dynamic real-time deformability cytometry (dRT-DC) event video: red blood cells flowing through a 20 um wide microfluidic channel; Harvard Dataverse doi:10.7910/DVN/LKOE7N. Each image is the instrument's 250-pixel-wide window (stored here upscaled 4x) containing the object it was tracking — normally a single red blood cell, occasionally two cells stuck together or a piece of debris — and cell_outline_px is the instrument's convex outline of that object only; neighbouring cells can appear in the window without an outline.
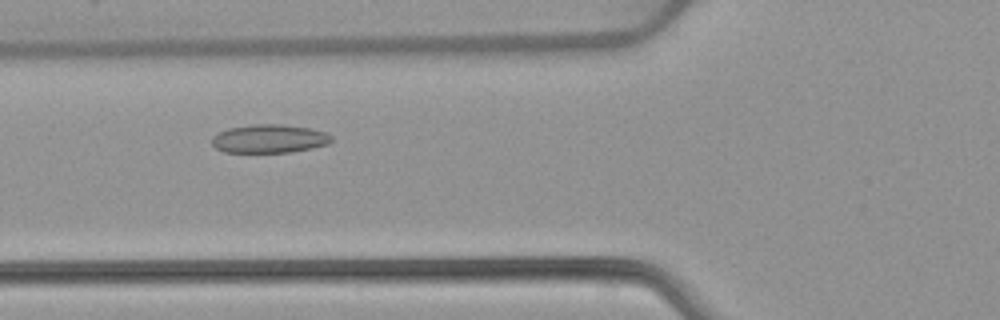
{"species": "common noctule bat (a hibernating species)", "species_latin": "Nyctalus noctula", "temperature_condition": "warm", "stored_images_in_passage": 49, "camera_frame_rate_fps": 3000, "um_per_image_px": 0.085, "animal": {"sex": "female", "body_mass_g": 22.7, "forearm_length_mm": 54.2}, "frame": {"image": 1, "passage_image": 16, "time_ms": 5.0, "image_size_px": [1000, 320], "cell_outline_px": [[332, 140], [328, 144], [312, 148], [292, 152], [224, 152], [216, 148], [212, 144], [212, 136], [228, 128], [256, 124], [284, 124], [308, 128], [324, 132], [332, 136]], "centroid_in_image_um": [22.89, 11.79], "position_along_channel_um": 102.9, "area_um2": 19.77}}
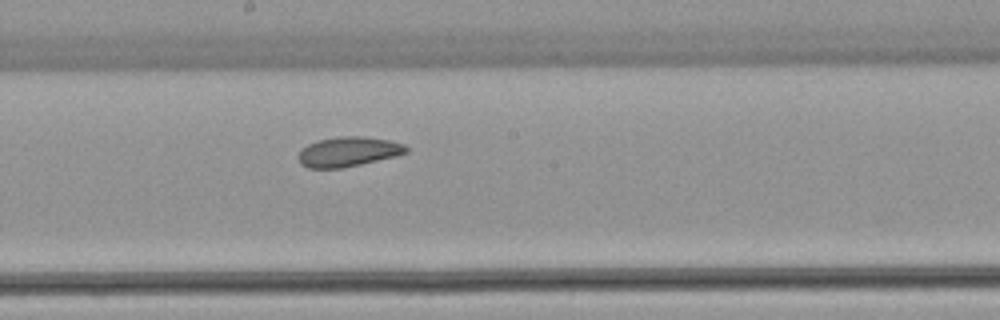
{"frame": {"image": 2, "passage_image": 25, "time_ms": 8.0, "image_size_px": [1000, 320], "cell_outline_px": [[408, 152], [396, 156], [344, 168], [308, 168], [300, 164], [300, 152], [308, 144], [316, 140], [340, 136], [364, 136], [388, 140], [404, 144], [408, 148]], "centroid_in_image_um": [29.63, 12.89], "position_along_channel_um": 218.6, "area_um2": 18.67}}
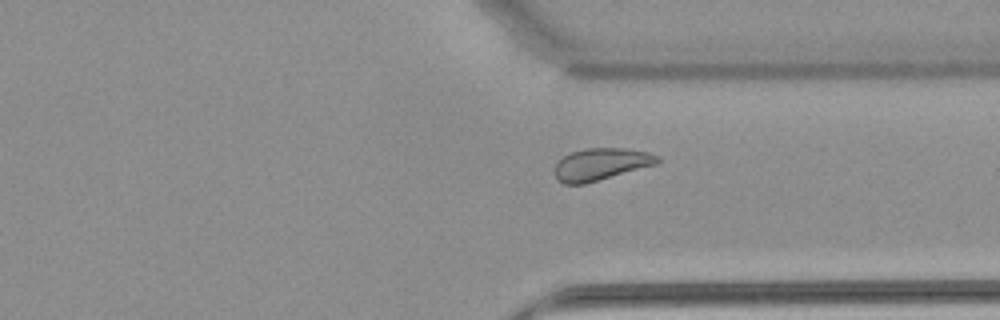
{"frame": {"image": 3, "passage_image": 36, "time_ms": 11.667, "image_size_px": [1000, 320], "cell_outline_px": [[660, 160], [656, 164], [584, 184], [564, 184], [556, 180], [552, 172], [556, 164], [564, 156], [572, 152], [588, 148], [628, 148], [648, 152], [660, 156]], "centroid_in_image_um": [51.05, 13.96], "position_along_channel_um": 360.3, "area_um2": 19.25}, "authors_computed_cell_mechanics": {"area_um2": 19.8832, "velocity_mm_per_s": 3.8631, "shape_relaxation_time_tau1_ms": 8.8029, "shape_relaxation_time_tau2_ms": 2.5341, "deformation_change_tau1": 0.1174, "deformation_change_tau2": 0.077}}